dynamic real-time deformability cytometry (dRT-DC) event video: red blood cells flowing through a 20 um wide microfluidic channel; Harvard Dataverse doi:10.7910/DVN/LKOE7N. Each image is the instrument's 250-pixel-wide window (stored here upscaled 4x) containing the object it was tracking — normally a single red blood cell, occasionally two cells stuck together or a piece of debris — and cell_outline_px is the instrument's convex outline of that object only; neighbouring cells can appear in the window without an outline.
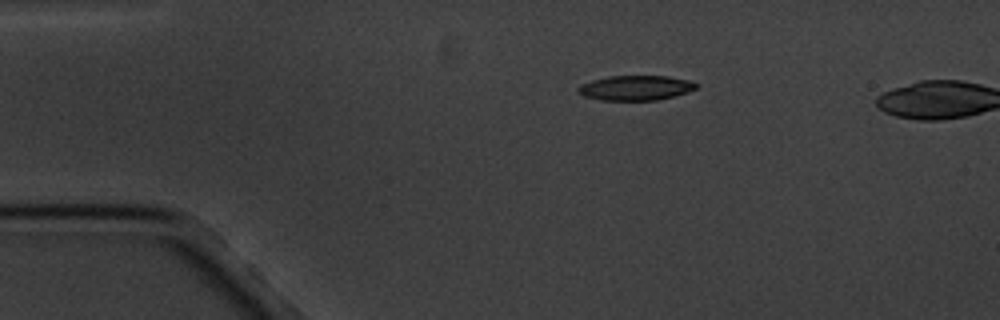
{"species": "common noctule bat (a hibernating species)", "species_latin": "Nyctalus noctula", "temperature_condition": "cold", "stored_images_in_passage": 2, "camera_frame_rate_fps": 3000, "um_per_image_px": 0.085, "animal": {"sex": "male", "body_mass_g": 20.1, "forearm_length_mm": 53.5}, "frame": {"image": 1, "passage_image": 1, "time_ms": 0.0, "image_size_px": [1000, 320], "cell_outline_px": [[700, 84], [696, 88], [688, 92], [656, 100], [600, 100], [584, 96], [576, 88], [580, 84], [592, 80], [608, 76], [668, 76], [688, 80]], "centroid_in_image_um": [54.02, 7.46], "position_along_channel_um": 31.0, "area_um2": 17.05}}